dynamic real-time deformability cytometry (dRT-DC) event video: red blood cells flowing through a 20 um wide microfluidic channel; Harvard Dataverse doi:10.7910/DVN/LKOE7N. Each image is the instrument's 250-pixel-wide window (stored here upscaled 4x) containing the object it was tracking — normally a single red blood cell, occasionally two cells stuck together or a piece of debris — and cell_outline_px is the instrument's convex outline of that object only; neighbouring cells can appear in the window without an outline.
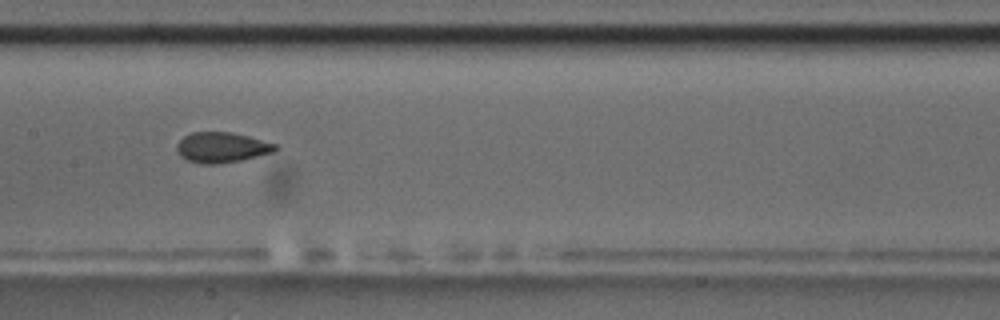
{"species": "common noctule bat (a hibernating species)", "species_latin": "Nyctalus noctula", "temperature_condition": "room temperature", "stored_images_in_passage": 12, "camera_frame_rate_fps": 3000, "um_per_image_px": 0.085, "animal": {"sex": "male", "body_mass_g": 17.5, "forearm_length_mm": 52.3}, "frame": {"image": 1, "passage_image": 9, "time_ms": 9.0, "image_size_px": [1000, 320], "cell_outline_px": [[280, 148], [272, 152], [240, 160], [216, 164], [200, 164], [188, 160], [180, 156], [176, 148], [176, 144], [184, 136], [192, 132], [232, 132], [248, 136], [276, 144]], "centroid_in_image_um": [18.83, 12.52], "position_along_channel_um": 188.6, "area_um2": 17.34}}